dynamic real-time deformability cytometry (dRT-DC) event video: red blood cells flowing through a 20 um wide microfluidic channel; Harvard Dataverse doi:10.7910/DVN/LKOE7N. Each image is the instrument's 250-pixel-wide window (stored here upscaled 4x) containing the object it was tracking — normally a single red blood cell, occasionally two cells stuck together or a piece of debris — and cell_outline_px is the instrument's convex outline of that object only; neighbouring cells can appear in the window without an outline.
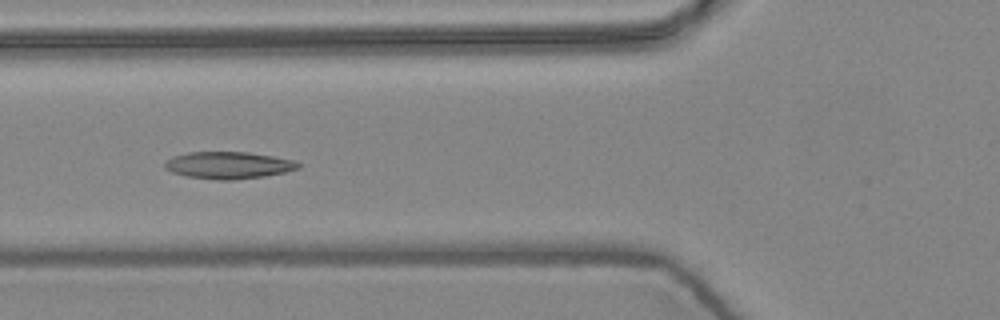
{"species": "common noctule bat (a hibernating species)", "species_latin": "Nyctalus noctula", "temperature_condition": "warm", "stored_images_in_passage": 10, "camera_frame_rate_fps": 3000, "um_per_image_px": 0.085, "animal": {"sex": "female", "body_mass_g": 24.6, "forearm_length_mm": 56.2}, "frame": {"image": 1, "passage_image": 5, "time_ms": 1.333, "image_size_px": [1000, 320], "cell_outline_px": [[300, 168], [284, 172], [264, 176], [236, 180], [220, 180], [184, 176], [172, 172], [164, 168], [164, 164], [172, 156], [188, 152], [248, 152], [296, 160], [300, 164]], "centroid_in_image_um": [19.42, 14.04], "position_along_channel_um": 106.4, "area_um2": 21.1}}
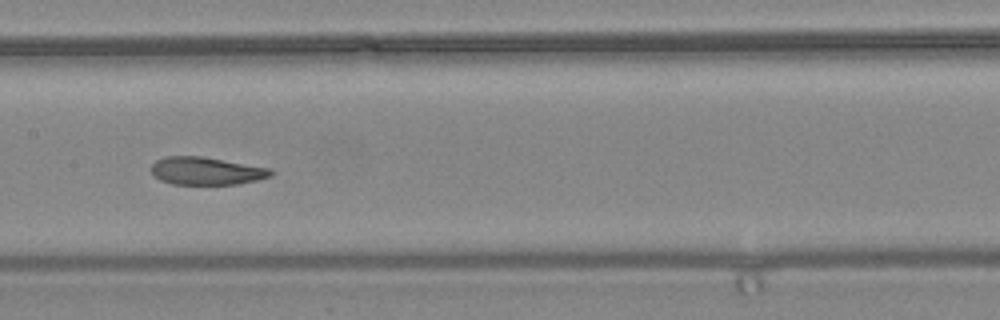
{"frame": {"image": 2, "passage_image": 7, "time_ms": 2.0, "image_size_px": [1000, 320], "cell_outline_px": [[272, 176], [240, 184], [172, 184], [160, 180], [152, 172], [152, 164], [156, 160], [164, 156], [200, 156], [272, 168]], "centroid_in_image_um": [17.55, 14.53], "position_along_channel_um": 189.9, "area_um2": 19.31}}
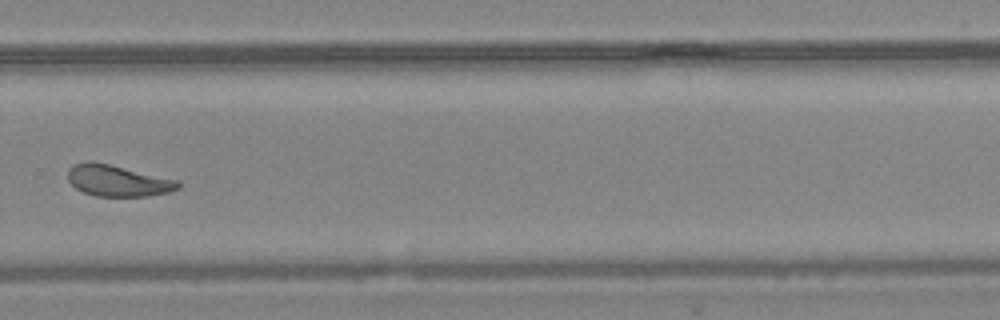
{"frame": {"image": 3, "passage_image": 10, "time_ms": 3.0, "image_size_px": [1000, 320], "cell_outline_px": [[180, 188], [168, 192], [148, 196], [96, 196], [84, 192], [76, 188], [68, 180], [68, 168], [72, 164], [84, 160], [92, 160], [180, 180]], "centroid_in_image_um": [9.99, 15.33], "position_along_channel_um": 319.8, "area_um2": 20.4}}